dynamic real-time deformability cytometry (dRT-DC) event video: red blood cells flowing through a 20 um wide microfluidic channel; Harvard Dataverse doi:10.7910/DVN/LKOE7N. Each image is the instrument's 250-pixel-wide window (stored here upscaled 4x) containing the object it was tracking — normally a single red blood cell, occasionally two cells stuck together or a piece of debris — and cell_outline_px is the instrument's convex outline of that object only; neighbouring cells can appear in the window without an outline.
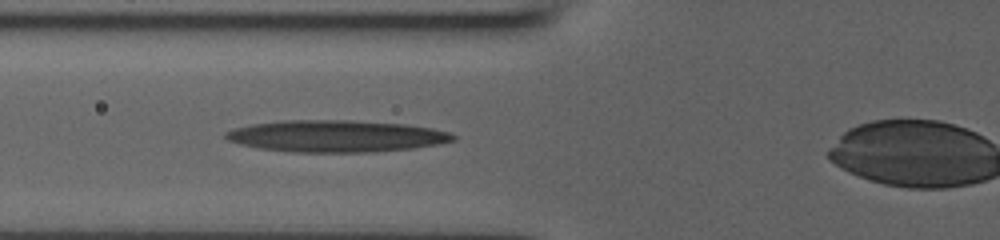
{"species": "human", "species_latin": "Homo sapiens", "temperature_condition": "room temperature", "stored_images_in_passage": 35, "camera_frame_rate_fps": 3000, "um_per_image_px": 0.085, "donor": {"sex": "male"}, "frame": {"image": 1, "passage_image": 10, "time_ms": 3.0, "image_size_px": [1000, 240], "cell_outline_px": [[456, 140], [416, 148], [376, 152], [288, 152], [260, 148], [240, 144], [228, 140], [224, 136], [224, 132], [236, 128], [252, 124], [280, 120], [348, 120], [404, 124], [432, 128], [448, 132], [456, 136]], "centroid_in_image_um": [28.57, 11.57], "position_along_channel_um": 97.2, "area_um2": 42.25}}
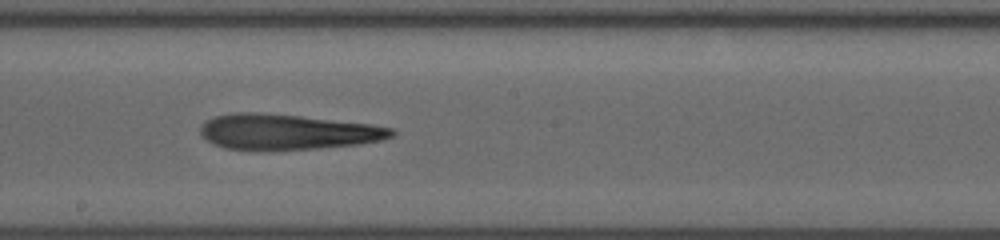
{"frame": {"image": 2, "passage_image": 19, "time_ms": 6.0, "image_size_px": [1000, 240], "cell_outline_px": [[396, 132], [392, 136], [380, 140], [360, 144], [316, 148], [224, 148], [212, 144], [200, 132], [200, 124], [216, 116], [232, 112], [252, 112], [300, 116], [372, 124], [392, 128]], "centroid_in_image_um": [24.44, 11.18], "position_along_channel_um": 223.8, "area_um2": 38.61}}
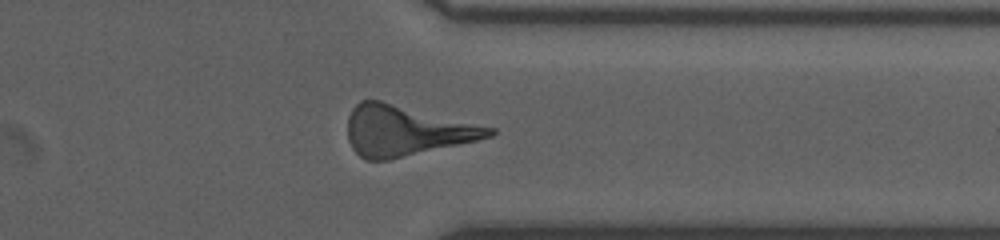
{"frame": {"image": 3, "passage_image": 30, "time_ms": 9.667, "image_size_px": [1000, 240], "cell_outline_px": [[496, 132], [492, 136], [476, 140], [388, 160], [364, 160], [352, 148], [348, 140], [348, 116], [352, 108], [360, 100], [380, 100], [496, 128]], "centroid_in_image_um": [34.48, 11.1], "position_along_channel_um": 376.9, "area_um2": 41.21}}